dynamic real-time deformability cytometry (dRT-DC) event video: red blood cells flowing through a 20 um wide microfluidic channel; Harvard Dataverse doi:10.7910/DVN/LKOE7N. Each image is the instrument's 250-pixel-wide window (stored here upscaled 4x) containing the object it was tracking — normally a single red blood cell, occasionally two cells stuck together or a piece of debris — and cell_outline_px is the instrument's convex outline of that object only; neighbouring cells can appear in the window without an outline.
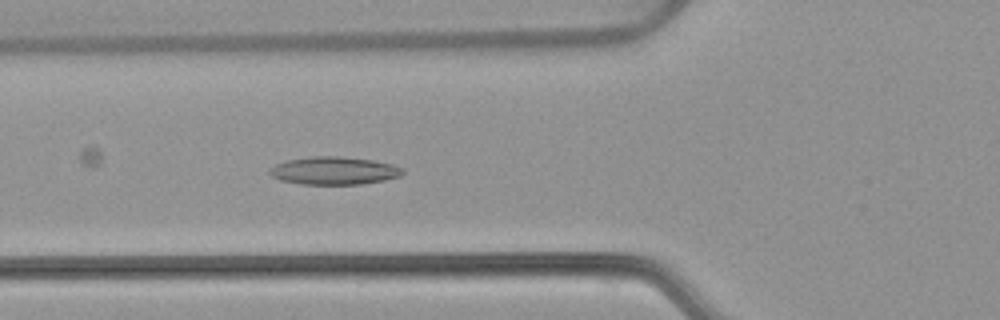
{"species": "common noctule bat (a hibernating species)", "species_latin": "Nyctalus noctula", "temperature_condition": "warm", "stored_images_in_passage": 54, "camera_frame_rate_fps": 3000, "um_per_image_px": 0.085, "animal": {"sex": "female", "body_mass_g": 22.7, "forearm_length_mm": 54.2}, "frame": {"image": 1, "passage_image": 19, "time_ms": 6.0, "image_size_px": [1000, 320], "cell_outline_px": [[404, 172], [400, 176], [384, 180], [360, 184], [300, 184], [280, 180], [272, 176], [268, 172], [276, 164], [284, 160], [312, 156], [340, 156], [372, 160], [392, 164], [404, 168]], "centroid_in_image_um": [28.39, 14.5], "position_along_channel_um": 97.4, "area_um2": 21.62}}
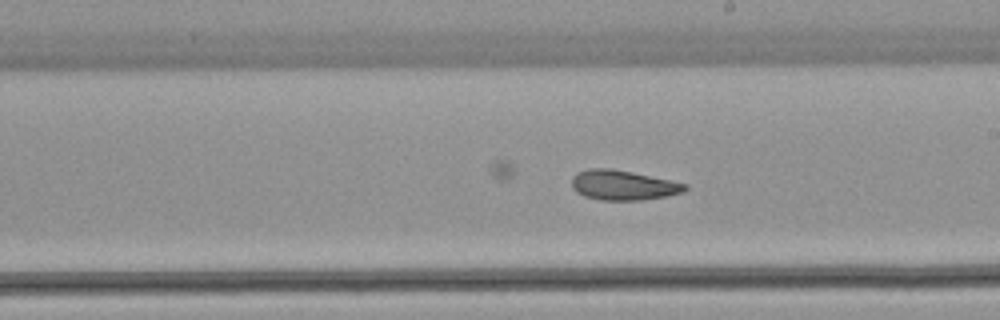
{"frame": {"image": 2, "passage_image": 30, "time_ms": 9.667, "image_size_px": [1000, 320], "cell_outline_px": [[688, 188], [684, 192], [664, 196], [640, 200], [600, 200], [584, 196], [576, 192], [572, 188], [572, 176], [576, 172], [588, 168], [612, 168], [632, 172], [688, 184]], "centroid_in_image_um": [52.92, 15.73], "position_along_channel_um": 236.1, "area_um2": 19.77}}
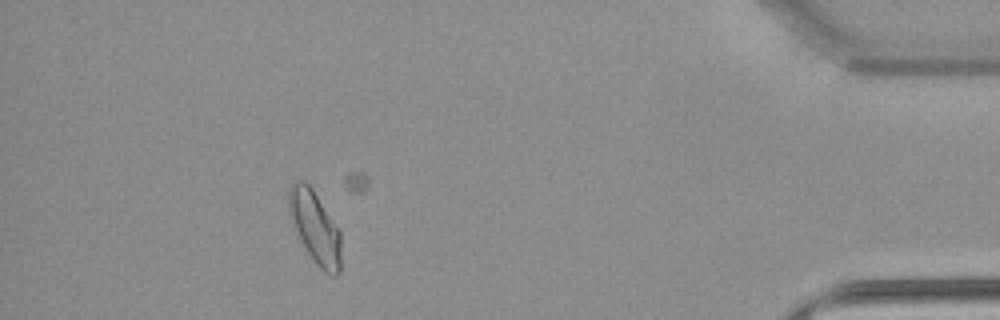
{"frame": {"image": 3, "passage_image": 48, "time_ms": 15.667, "image_size_px": [1000, 320], "cell_outline_px": [[340, 272], [336, 276], [332, 276], [324, 272], [312, 260], [288, 212], [288, 188], [296, 180], [304, 180], [312, 188], [340, 232]], "centroid_in_image_um": [26.77, 19.31], "position_along_channel_um": 408.4, "area_um2": 21.56}, "authors_computed_cell_mechanics": {"area_um2": 23.12, "velocity_mm_per_s": 3.7733, "shape_relaxation_time_tau1_ms": null, "shape_relaxation_time_tau2_ms": 3.9678, "deformation_change_tau1": null, "deformation_change_tau2": 0.1214}}